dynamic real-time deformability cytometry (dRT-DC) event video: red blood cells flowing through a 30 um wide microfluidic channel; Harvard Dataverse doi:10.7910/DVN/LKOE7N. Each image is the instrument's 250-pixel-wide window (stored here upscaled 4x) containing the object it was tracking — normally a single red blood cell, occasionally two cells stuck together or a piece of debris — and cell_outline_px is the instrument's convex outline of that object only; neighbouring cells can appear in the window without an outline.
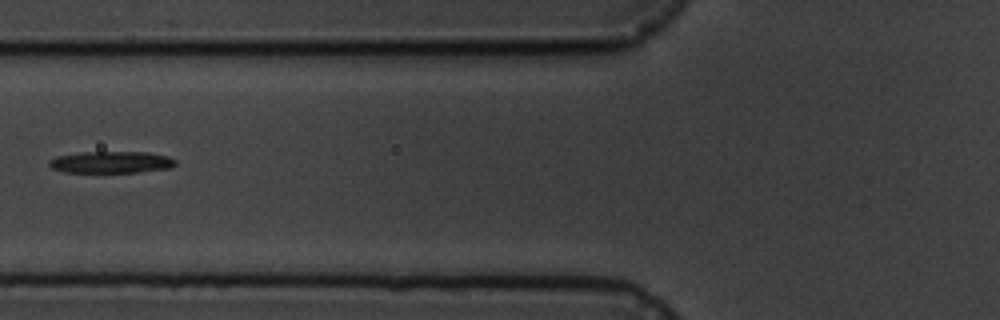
{"species": "common noctule bat (a hibernating species)", "species_latin": "Nyctalus noctula", "temperature_condition": "cold", "stored_images_in_passage": 9, "camera_frame_rate_fps": 3000, "um_per_image_px": 0.085, "animal": {"sex": "male", "body_mass_g": 19.5, "forearm_length_mm": 54.6}, "frame": {"image": 1, "passage_image": 6, "time_ms": 6.0, "image_size_px": [1000, 320], "cell_outline_px": [[176, 164], [172, 168], [136, 172], [64, 172], [52, 168], [48, 164], [48, 160], [56, 156], [80, 152], [148, 152], [168, 156], [176, 160]], "centroid_in_image_um": [9.45, 13.78], "position_along_channel_um": 116.3, "area_um2": 16.13}}
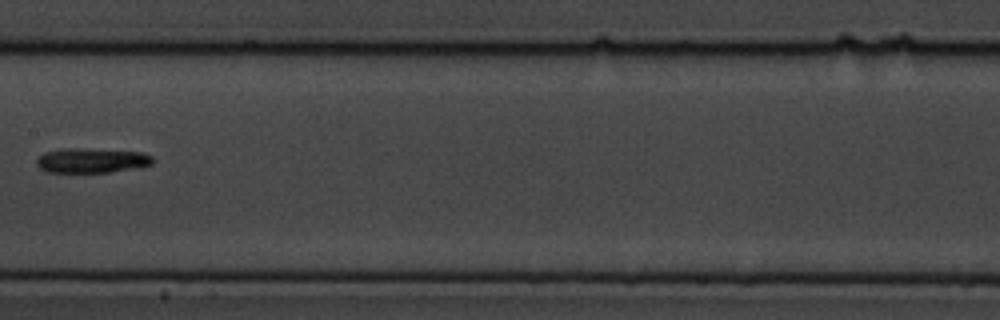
{"frame": {"image": 2, "passage_image": 8, "time_ms": 8.333, "image_size_px": [1000, 320], "cell_outline_px": [[152, 164], [132, 168], [108, 172], [48, 172], [40, 168], [36, 164], [36, 160], [44, 152], [64, 148], [84, 148], [140, 152], [152, 156]], "centroid_in_image_um": [7.74, 13.63], "position_along_channel_um": 199.7, "area_um2": 16.53}}
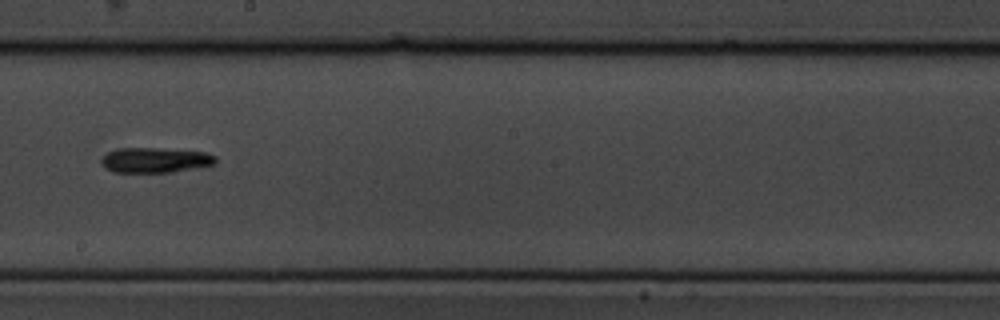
{"frame": {"image": 3, "passage_image": 9, "time_ms": 9.333, "image_size_px": [1000, 320], "cell_outline_px": [[216, 164], [172, 172], [112, 172], [104, 168], [100, 160], [108, 152], [120, 148], [156, 148], [204, 152], [216, 156]], "centroid_in_image_um": [13.17, 13.61], "position_along_channel_um": 235.0, "area_um2": 16.65}}